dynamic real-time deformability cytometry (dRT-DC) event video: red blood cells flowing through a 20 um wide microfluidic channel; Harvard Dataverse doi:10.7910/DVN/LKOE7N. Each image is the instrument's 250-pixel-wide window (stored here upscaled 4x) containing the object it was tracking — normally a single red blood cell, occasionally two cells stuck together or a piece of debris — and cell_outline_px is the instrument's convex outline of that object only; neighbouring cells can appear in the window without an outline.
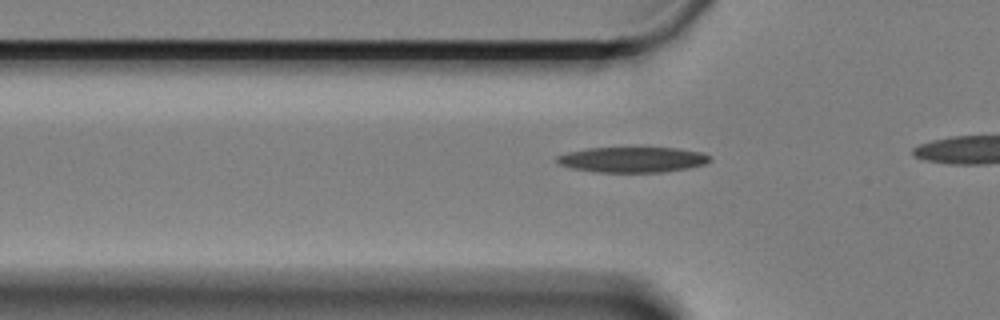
{"species": "Egyptian fruit bat (a non-hibernating species)", "species_latin": "Rousettus aegyptiacus", "temperature_condition": "cold", "stored_images_in_passage": 21, "camera_frame_rate_fps": 3000, "um_per_image_px": 0.085, "animal": {"sex": "female"}, "frame": {"image": 1, "passage_image": 14, "time_ms": 4.333, "image_size_px": [1000, 320], "cell_outline_px": [[712, 160], [704, 164], [688, 168], [664, 172], [596, 172], [572, 168], [560, 164], [556, 160], [556, 156], [568, 152], [588, 148], [676, 148], [700, 152], [708, 156]], "centroid_in_image_um": [53.75, 13.57], "position_along_channel_um": 72.1, "area_um2": 22.48}}
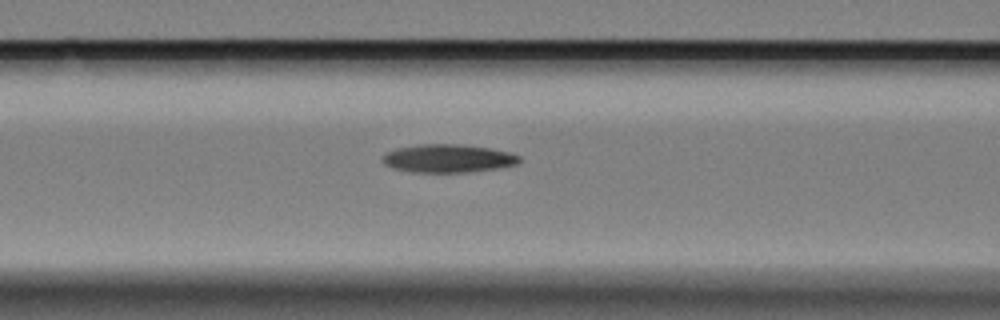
{"frame": {"image": 2, "passage_image": 19, "time_ms": 6.0, "image_size_px": [1000, 320], "cell_outline_px": [[520, 160], [516, 164], [496, 168], [468, 172], [412, 172], [392, 168], [384, 164], [380, 160], [388, 152], [396, 148], [420, 144], [460, 144], [488, 148], [512, 152], [520, 156]], "centroid_in_image_um": [38.06, 13.46], "position_along_channel_um": 128.5, "area_um2": 22.43}}